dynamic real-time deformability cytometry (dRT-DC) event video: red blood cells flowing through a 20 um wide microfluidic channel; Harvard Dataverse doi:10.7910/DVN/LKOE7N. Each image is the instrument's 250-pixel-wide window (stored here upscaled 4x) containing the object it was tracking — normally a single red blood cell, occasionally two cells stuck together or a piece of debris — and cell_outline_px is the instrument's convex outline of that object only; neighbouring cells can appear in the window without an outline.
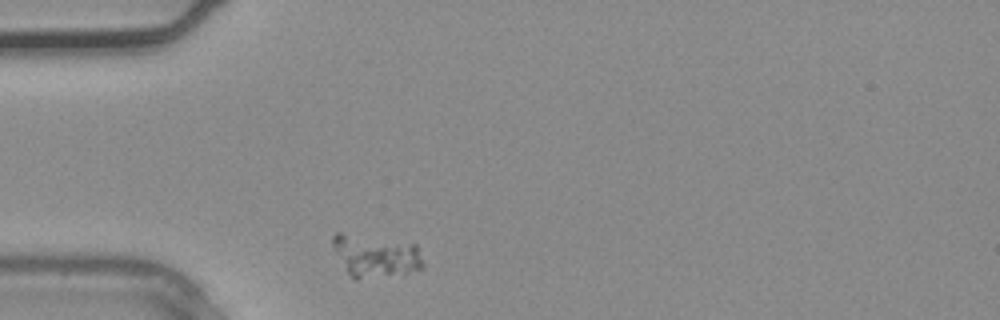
{"species": "common noctule bat (a hibernating species)", "species_latin": "Nyctalus noctula", "temperature_condition": "warm", "stored_images_in_passage": 2, "segment_of_instrument_passage": [1, 2], "camera_frame_rate_fps": 3000, "um_per_image_px": 0.085, "animal": {"sex": "male", "body_mass_g": 20.4}, "frame": {"image": 1, "passage_image": 1, "time_ms": 0.0, "image_size_px": [1000, 320], "cell_outline_px": [[424, 268], [404, 276], [356, 280], [348, 272], [336, 252], [332, 244], [332, 236], [336, 232], [344, 232], [416, 244], [424, 264]], "centroid_in_image_um": [31.98, 21.78], "position_along_channel_um": 53.0, "area_um2": 22.89}}